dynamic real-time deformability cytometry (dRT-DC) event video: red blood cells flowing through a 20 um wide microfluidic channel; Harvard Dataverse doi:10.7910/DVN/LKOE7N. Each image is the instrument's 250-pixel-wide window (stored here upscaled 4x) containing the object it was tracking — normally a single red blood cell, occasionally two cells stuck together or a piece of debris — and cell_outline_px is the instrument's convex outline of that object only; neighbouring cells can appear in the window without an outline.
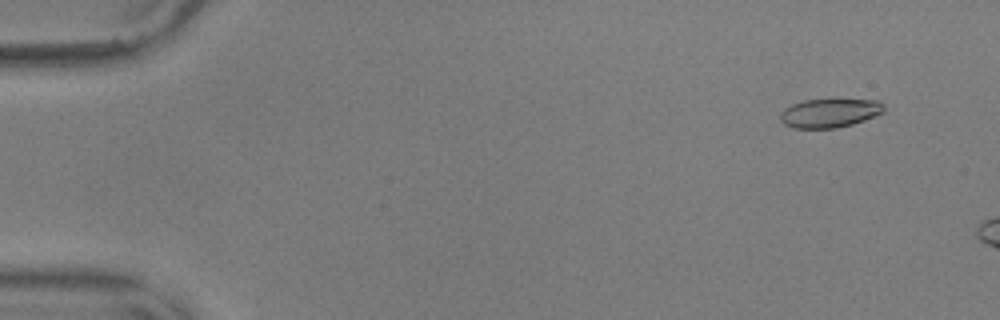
{"species": "common noctule bat (a hibernating species)", "species_latin": "Nyctalus noctula", "temperature_condition": "warm", "stored_images_in_passage": 10, "camera_frame_rate_fps": 3000, "um_per_image_px": 0.085, "animal": {"sex": "male", "body_mass_g": 17.9, "forearm_length_mm": 54.2}, "frame": {"image": 1, "passage_image": 5, "time_ms": 1.333, "image_size_px": [1000, 320], "cell_outline_px": [[884, 112], [864, 120], [852, 124], [836, 128], [792, 128], [784, 124], [780, 120], [780, 116], [784, 108], [792, 104], [804, 100], [880, 100], [884, 104]], "centroid_in_image_um": [70.51, 9.61], "position_along_channel_um": 14.5, "area_um2": 17.34}}